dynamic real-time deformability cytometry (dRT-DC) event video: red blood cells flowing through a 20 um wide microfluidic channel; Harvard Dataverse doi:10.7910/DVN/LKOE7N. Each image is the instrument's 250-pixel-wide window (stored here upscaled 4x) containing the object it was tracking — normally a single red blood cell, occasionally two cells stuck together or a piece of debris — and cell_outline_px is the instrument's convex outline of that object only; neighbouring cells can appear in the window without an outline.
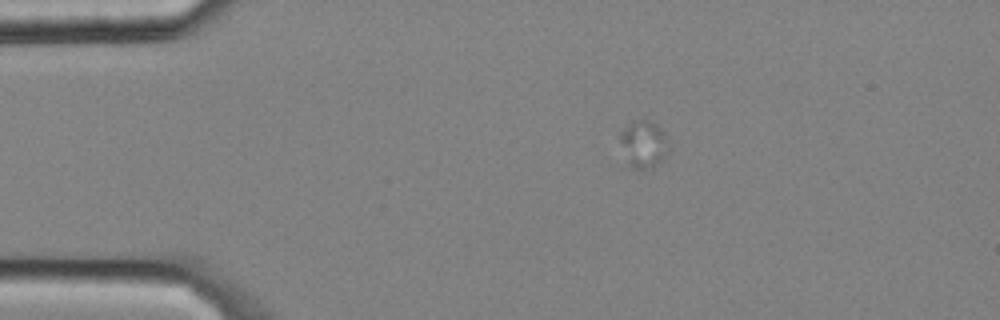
{"species": "common noctule bat (a hibernating species)", "species_latin": "Nyctalus noctula", "temperature_condition": "cold", "stored_images_in_passage": 3, "camera_frame_rate_fps": 3000, "um_per_image_px": 0.085, "animal": {"sex": "male", "body_mass_g": 20.4}, "frame": {"image": 1, "passage_image": 1, "time_ms": 0.0, "image_size_px": [1000, 320], "cell_outline_px": [[664, 160], [648, 168], [628, 168], [620, 140], [620, 132], [628, 124], [636, 120], [648, 120], [656, 124], [664, 132]], "centroid_in_image_um": [54.62, 12.25], "position_along_channel_um": 30.4, "area_um2": 12.83}}
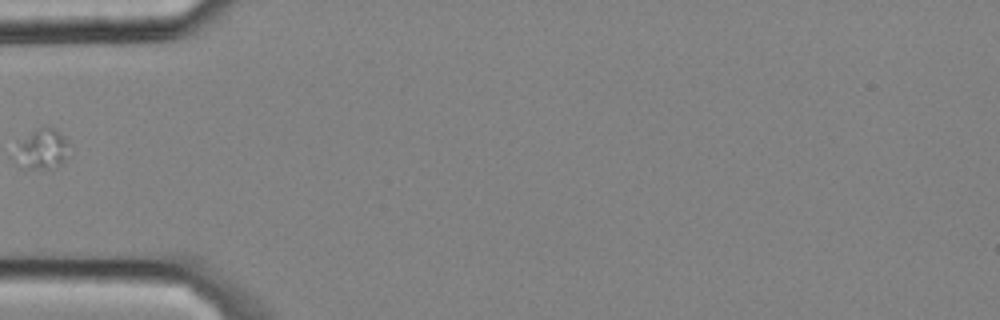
{"frame": {"image": 2, "passage_image": 3, "time_ms": 0.667, "image_size_px": [1000, 320], "cell_outline_px": [[64, 160], [52, 172], [24, 168], [16, 152], [20, 144], [36, 128], [44, 124], [56, 128], [64, 136]], "centroid_in_image_um": [3.61, 12.69], "position_along_channel_um": 81.4, "area_um2": 12.2}}